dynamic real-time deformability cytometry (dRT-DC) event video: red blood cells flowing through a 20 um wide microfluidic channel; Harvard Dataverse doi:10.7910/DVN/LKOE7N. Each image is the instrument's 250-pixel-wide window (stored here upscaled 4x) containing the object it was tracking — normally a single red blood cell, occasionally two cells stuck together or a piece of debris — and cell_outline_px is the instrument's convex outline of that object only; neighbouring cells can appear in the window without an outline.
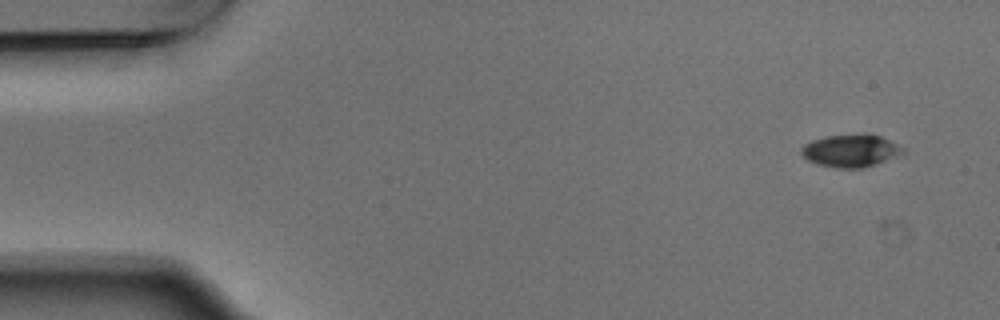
{"species": "Egyptian fruit bat (a non-hibernating species)", "species_latin": "Rousettus aegyptiacus", "temperature_condition": "warm", "stored_images_in_passage": 7, "camera_frame_rate_fps": 3000, "um_per_image_px": 0.085, "animal": {"sex": "male"}, "frame": {"image": 1, "passage_image": 1, "time_ms": 0.0, "image_size_px": [1000, 320], "cell_outline_px": [[904, 152], [864, 168], [836, 168], [820, 164], [808, 160], [800, 152], [800, 148], [804, 144], [812, 140], [824, 136], [864, 132], [880, 136], [904, 148]], "centroid_in_image_um": [72.26, 12.77], "position_along_channel_um": 12.7, "area_um2": 19.25}}
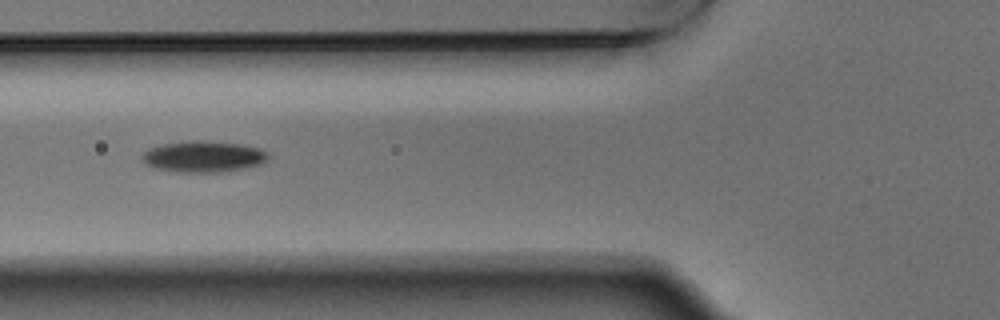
{"frame": {"image": 2, "passage_image": 5, "time_ms": 1.333, "image_size_px": [1000, 320], "cell_outline_px": [[268, 160], [264, 164], [228, 172], [176, 172], [156, 168], [148, 164], [140, 156], [148, 148], [164, 144], [196, 140], [240, 144], [260, 148], [268, 152]], "centroid_in_image_um": [17.36, 13.32], "position_along_channel_um": 108.4, "area_um2": 23.0}}
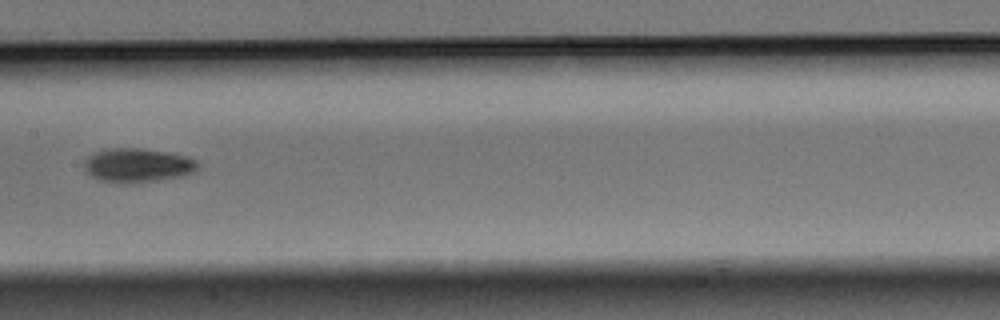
{"frame": {"image": 3, "passage_image": 7, "time_ms": 2.0, "image_size_px": [1000, 320], "cell_outline_px": [[200, 168], [196, 172], [184, 176], [128, 184], [120, 184], [100, 180], [84, 172], [84, 164], [88, 156], [96, 152], [108, 148], [144, 148], [184, 156], [196, 160], [200, 164]], "centroid_in_image_um": [11.7, 14.06], "position_along_channel_um": 195.7, "area_um2": 22.77}}